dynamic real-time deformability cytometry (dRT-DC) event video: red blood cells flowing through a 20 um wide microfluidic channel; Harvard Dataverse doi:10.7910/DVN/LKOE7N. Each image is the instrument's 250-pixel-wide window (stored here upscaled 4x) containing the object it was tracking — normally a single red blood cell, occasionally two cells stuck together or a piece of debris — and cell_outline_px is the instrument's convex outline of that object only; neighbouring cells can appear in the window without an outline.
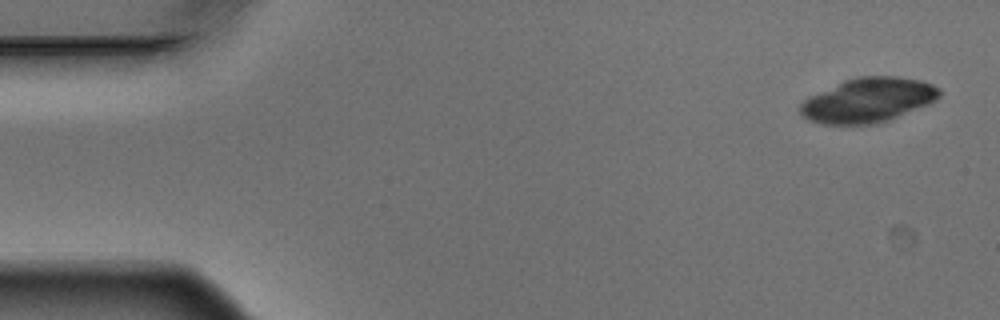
{"species": "Egyptian fruit bat (a non-hibernating species)", "species_latin": "Rousettus aegyptiacus", "temperature_condition": "warm", "stored_images_in_passage": 4, "camera_frame_rate_fps": 3000, "um_per_image_px": 0.085, "animal": {"sex": "male"}, "frame": {"image": 1, "passage_image": 1, "time_ms": 0.0, "image_size_px": [1000, 320], "cell_outline_px": [[940, 96], [936, 100], [928, 104], [888, 120], [876, 124], [824, 124], [808, 120], [800, 112], [800, 104], [804, 100], [844, 80], [856, 76], [896, 76], [920, 80], [932, 84], [940, 88]], "centroid_in_image_um": [73.81, 8.51], "position_along_channel_um": 11.2, "area_um2": 35.78}}